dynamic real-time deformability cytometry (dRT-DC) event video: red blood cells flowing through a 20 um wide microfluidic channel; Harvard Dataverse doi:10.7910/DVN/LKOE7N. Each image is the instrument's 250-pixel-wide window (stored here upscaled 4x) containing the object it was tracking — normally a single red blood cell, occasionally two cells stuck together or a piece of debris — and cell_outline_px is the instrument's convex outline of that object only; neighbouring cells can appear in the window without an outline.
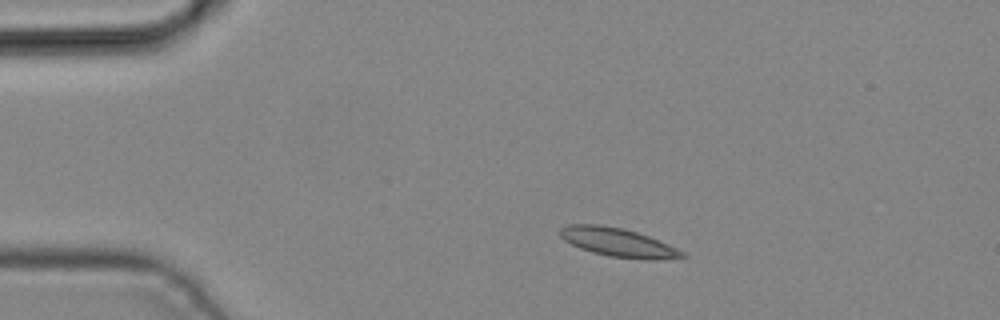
{"species": "common noctule bat (a hibernating species)", "species_latin": "Nyctalus noctula", "temperature_condition": "cold", "stored_images_in_passage": 2, "camera_frame_rate_fps": 3000, "um_per_image_px": 0.085, "animal": {"sex": "male", "body_mass_g": 19.2, "forearm_length_mm": 51.8}, "frame": {"image": 1, "passage_image": 1, "time_ms": 0.0, "image_size_px": [1000, 320], "cell_outline_px": [[688, 256], [656, 260], [648, 260], [608, 256], [592, 252], [580, 248], [564, 240], [560, 236], [560, 228], [568, 224], [600, 224], [624, 228], [648, 236], [676, 248], [684, 252]], "centroid_in_image_um": [52.51, 20.6], "position_along_channel_um": 32.5, "area_um2": 20.35}}